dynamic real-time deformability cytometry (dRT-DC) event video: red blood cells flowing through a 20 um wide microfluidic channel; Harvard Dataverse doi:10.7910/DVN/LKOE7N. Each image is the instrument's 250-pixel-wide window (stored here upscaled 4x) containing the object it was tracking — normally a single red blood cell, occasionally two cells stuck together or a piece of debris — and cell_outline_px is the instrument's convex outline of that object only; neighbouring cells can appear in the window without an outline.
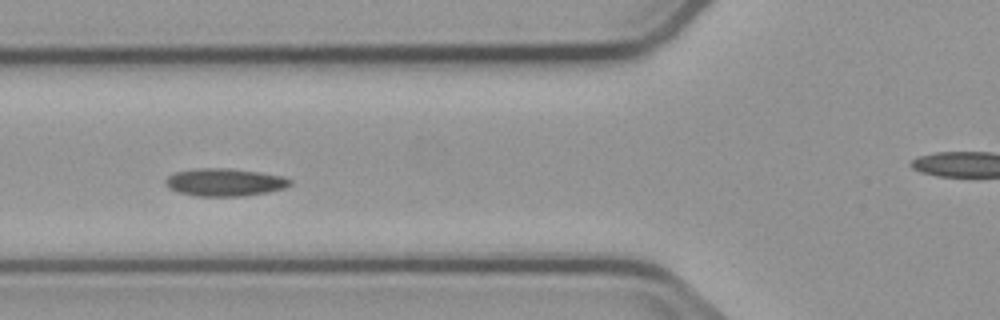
{"species": "common noctule bat (a hibernating species)", "species_latin": "Nyctalus noctula", "temperature_condition": "cold", "stored_images_in_passage": 8, "camera_frame_rate_fps": 3000, "um_per_image_px": 0.085, "animal": {"sex": "male", "body_mass_g": 23.1, "forearm_length_mm": 52.7}, "frame": {"image": 1, "passage_image": 5, "time_ms": 5.0, "image_size_px": [1000, 320], "cell_outline_px": [[292, 184], [284, 188], [268, 192], [244, 196], [196, 196], [180, 192], [168, 188], [164, 184], [164, 180], [168, 176], [176, 172], [196, 168], [232, 168], [260, 172], [280, 176], [292, 180]], "centroid_in_image_um": [19.08, 15.49], "position_along_channel_um": 106.7, "area_um2": 20.17}}
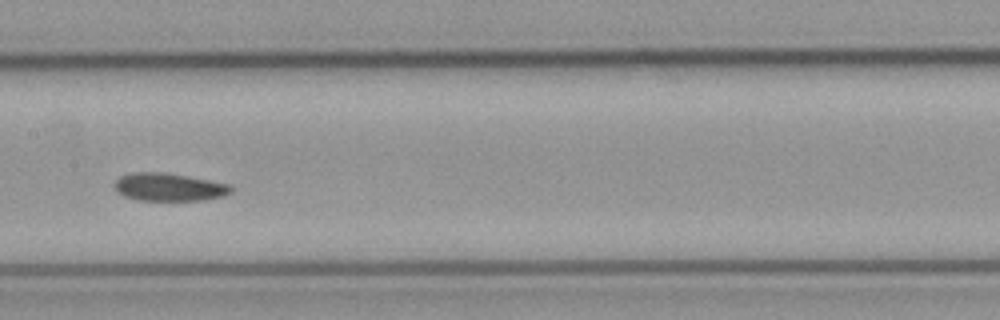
{"frame": {"image": 2, "passage_image": 7, "time_ms": 7.333, "image_size_px": [1000, 320], "cell_outline_px": [[232, 192], [224, 196], [200, 200], [136, 200], [124, 196], [116, 192], [112, 184], [120, 176], [136, 172], [160, 172], [188, 176], [232, 184]], "centroid_in_image_um": [14.35, 15.9], "position_along_channel_um": 193.0, "area_um2": 19.07}}
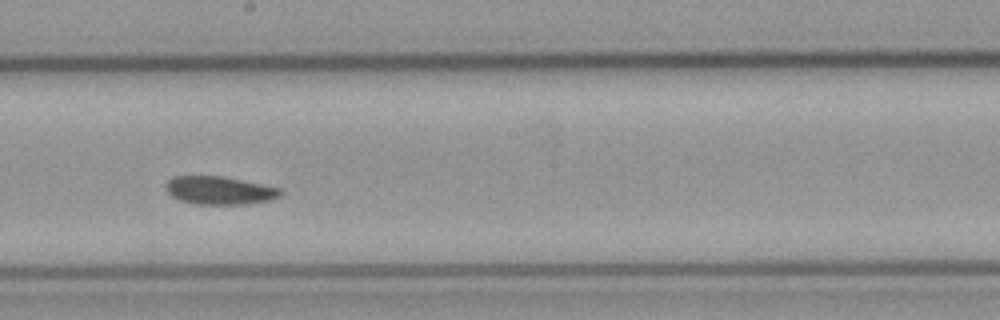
{"frame": {"image": 3, "passage_image": 8, "time_ms": 8.333, "image_size_px": [1000, 320], "cell_outline_px": [[284, 192], [280, 196], [268, 200], [248, 204], [196, 204], [180, 200], [172, 196], [168, 192], [164, 184], [172, 176], [220, 176], [280, 188]], "centroid_in_image_um": [18.63, 16.18], "position_along_channel_um": 229.6, "area_um2": 18.61}}